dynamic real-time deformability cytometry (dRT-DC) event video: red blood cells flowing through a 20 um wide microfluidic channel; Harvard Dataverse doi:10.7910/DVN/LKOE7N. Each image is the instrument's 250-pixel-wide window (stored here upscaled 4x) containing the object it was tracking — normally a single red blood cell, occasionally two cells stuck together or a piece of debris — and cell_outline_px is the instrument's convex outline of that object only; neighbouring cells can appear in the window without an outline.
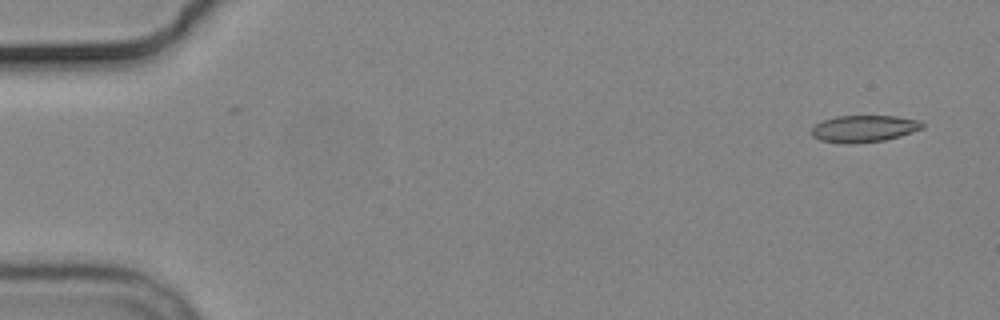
{"species": "common noctule bat (a hibernating species)", "species_latin": "Nyctalus noctula", "temperature_condition": "cold", "stored_images_in_passage": 5, "camera_frame_rate_fps": 3000, "um_per_image_px": 0.085, "animal": {"sex": "male", "body_mass_g": 19.2, "forearm_length_mm": 51.8}, "frame": {"image": 1, "passage_image": 1, "time_ms": 0.0, "image_size_px": [1000, 320], "cell_outline_px": [[924, 128], [900, 136], [884, 140], [848, 144], [820, 140], [812, 136], [812, 128], [816, 124], [824, 120], [836, 116], [896, 116], [920, 120], [924, 124]], "centroid_in_image_um": [73.46, 10.93], "position_along_channel_um": 11.5, "area_um2": 17.28}}
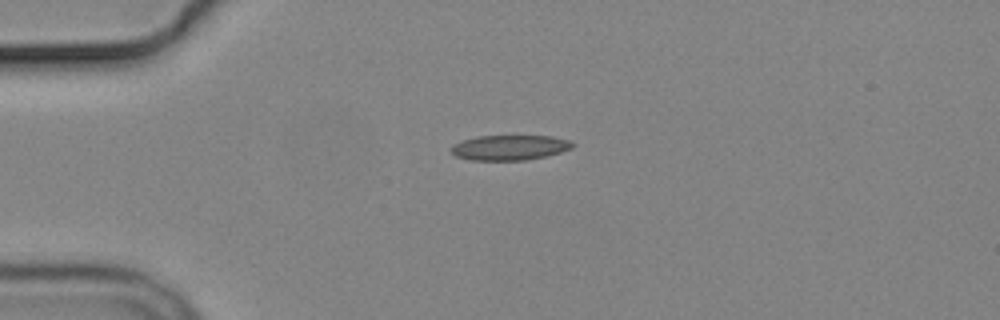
{"frame": {"image": 2, "passage_image": 4, "time_ms": 3.667, "image_size_px": [1000, 320], "cell_outline_px": [[576, 144], [572, 148], [560, 152], [544, 156], [524, 160], [468, 160], [456, 156], [452, 152], [452, 144], [476, 136], [552, 136], [568, 140]], "centroid_in_image_um": [43.32, 12.54], "position_along_channel_um": 41.7, "area_um2": 17.63}}